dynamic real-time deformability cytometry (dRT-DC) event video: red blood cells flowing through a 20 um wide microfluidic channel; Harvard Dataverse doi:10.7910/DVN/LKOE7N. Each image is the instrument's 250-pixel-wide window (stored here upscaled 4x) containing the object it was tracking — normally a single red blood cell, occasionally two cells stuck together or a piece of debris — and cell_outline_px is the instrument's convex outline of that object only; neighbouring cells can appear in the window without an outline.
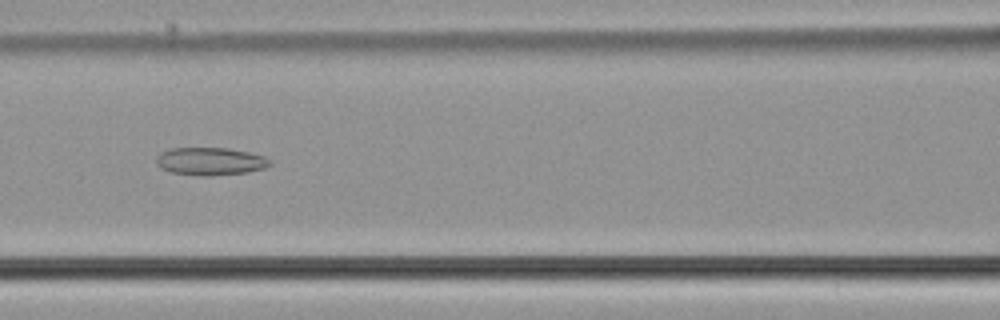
{"species": "common noctule bat (a hibernating species)", "species_latin": "Nyctalus noctula", "temperature_condition": "cold", "stored_images_in_passage": 14, "camera_frame_rate_fps": 3000, "um_per_image_px": 0.085, "animal": {"sex": "male", "body_mass_g": 21.5, "forearm_length_mm": 52.0}, "frame": {"image": 1, "passage_image": 10, "time_ms": 3.0, "image_size_px": [1000, 320], "cell_outline_px": [[272, 164], [264, 168], [248, 172], [212, 176], [200, 176], [172, 172], [160, 168], [156, 164], [156, 156], [160, 152], [172, 148], [228, 148], [248, 152], [264, 156], [272, 160]], "centroid_in_image_um": [17.88, 13.71], "position_along_channel_um": 148.7, "area_um2": 18.55}}